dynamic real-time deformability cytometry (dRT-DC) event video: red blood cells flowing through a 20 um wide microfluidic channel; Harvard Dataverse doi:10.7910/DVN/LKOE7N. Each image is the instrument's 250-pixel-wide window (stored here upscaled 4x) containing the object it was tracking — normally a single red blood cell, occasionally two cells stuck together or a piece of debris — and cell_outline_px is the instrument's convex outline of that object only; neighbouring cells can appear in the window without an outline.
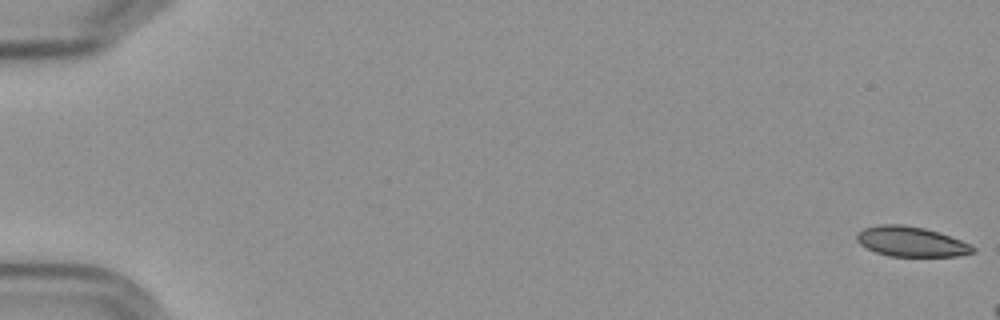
{"species": "Egyptian fruit bat (a non-hibernating species)", "species_latin": "Rousettus aegyptiacus", "temperature_condition": "cold", "stored_images_in_passage": 10, "camera_frame_rate_fps": 3000, "um_per_image_px": 0.085, "frame": {"image": 1, "passage_image": 1, "time_ms": 0.0, "image_size_px": [1000, 320], "cell_outline_px": [[976, 248], [972, 252], [956, 256], [888, 256], [876, 252], [860, 244], [856, 240], [856, 232], [864, 228], [880, 224], [904, 224], [924, 228], [972, 244]], "centroid_in_image_um": [77.4, 20.53], "position_along_channel_um": 7.6, "area_um2": 20.17}}